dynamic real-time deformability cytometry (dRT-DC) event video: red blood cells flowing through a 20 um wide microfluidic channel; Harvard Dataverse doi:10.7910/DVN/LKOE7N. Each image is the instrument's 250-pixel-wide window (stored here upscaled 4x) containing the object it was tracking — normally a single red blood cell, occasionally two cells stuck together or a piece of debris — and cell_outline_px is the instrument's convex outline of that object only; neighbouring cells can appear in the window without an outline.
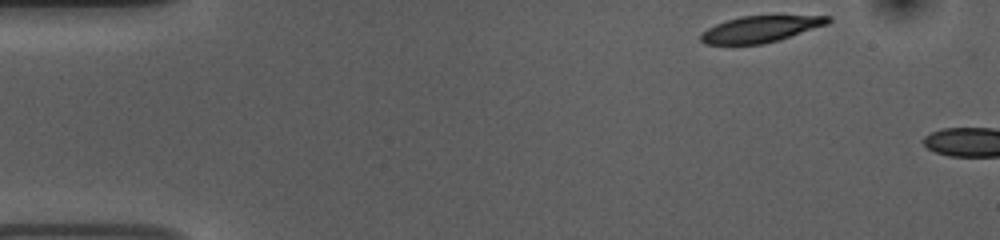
{"species": "common noctule bat (a hibernating species)", "species_latin": "Nyctalus noctula", "temperature_condition": "room temperature", "stored_images_in_passage": 3, "camera_frame_rate_fps": 3000, "um_per_image_px": 0.085, "animal": {"sex": "female", "body_mass_g": 10.0, "forearm_length_mm": 53.1}, "frame": {"image": 1, "passage_image": 1, "time_ms": 0.0, "image_size_px": [1000, 240], "cell_outline_px": [[832, 20], [828, 24], [780, 40], [764, 44], [704, 44], [700, 40], [700, 32], [716, 24], [740, 16], [832, 16]], "centroid_in_image_um": [64.64, 2.48], "position_along_channel_um": 20.4, "area_um2": 19.54}}